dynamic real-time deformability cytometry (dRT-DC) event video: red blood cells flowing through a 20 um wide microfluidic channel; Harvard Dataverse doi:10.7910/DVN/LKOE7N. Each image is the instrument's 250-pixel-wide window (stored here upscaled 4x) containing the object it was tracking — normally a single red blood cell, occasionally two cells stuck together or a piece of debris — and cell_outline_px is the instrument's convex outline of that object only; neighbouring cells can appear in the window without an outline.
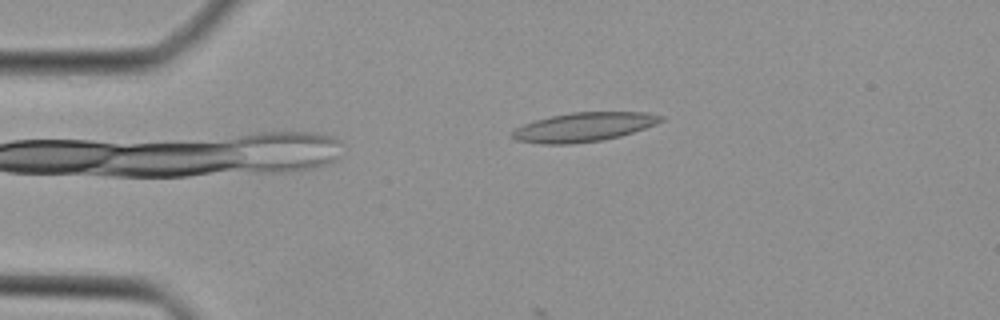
{"species": "Egyptian fruit bat (a non-hibernating species)", "species_latin": "Rousettus aegyptiacus", "temperature_condition": "cold", "stored_images_in_passage": 16, "camera_frame_rate_fps": 3000, "um_per_image_px": 0.085, "animal": {"sex": "female"}, "frame": {"image": 1, "passage_image": 1, "time_ms": 0.0, "image_size_px": [1000, 320], "cell_outline_px": [[664, 120], [656, 124], [620, 136], [600, 140], [572, 144], [544, 144], [516, 140], [508, 132], [524, 124], [536, 120], [552, 116], [572, 112], [648, 112], [664, 116]], "centroid_in_image_um": [49.62, 10.79], "position_along_channel_um": 35.4, "area_um2": 25.09}}
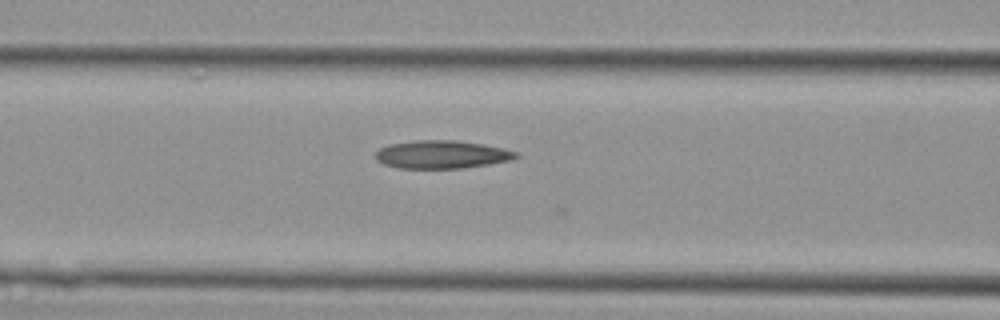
{"frame": {"image": 2, "passage_image": 10, "time_ms": 3.0, "image_size_px": [1000, 320], "cell_outline_px": [[520, 156], [512, 160], [464, 168], [400, 168], [384, 164], [376, 160], [376, 152], [380, 148], [388, 144], [416, 140], [456, 140], [504, 148], [520, 152]], "centroid_in_image_um": [37.58, 13.13], "position_along_channel_um": 129.0, "area_um2": 23.0}}
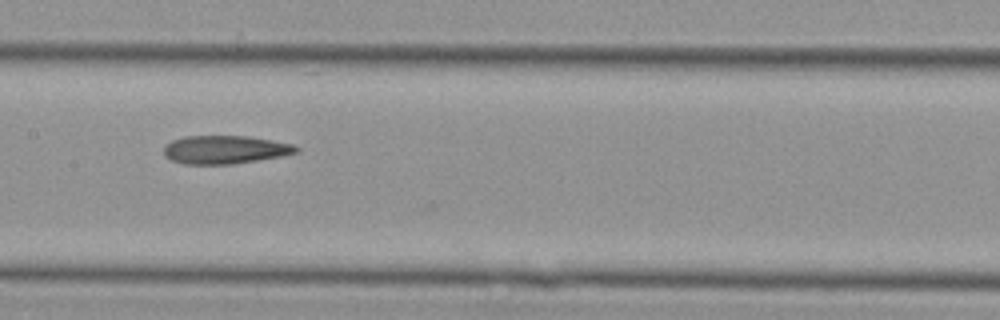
{"frame": {"image": 3, "passage_image": 14, "time_ms": 4.333, "image_size_px": [1000, 320], "cell_outline_px": [[300, 152], [280, 156], [232, 164], [184, 164], [172, 160], [164, 156], [164, 144], [172, 140], [184, 136], [248, 136], [272, 140], [292, 144], [300, 148]], "centroid_in_image_um": [19.11, 12.71], "position_along_channel_um": 188.3, "area_um2": 21.85}}